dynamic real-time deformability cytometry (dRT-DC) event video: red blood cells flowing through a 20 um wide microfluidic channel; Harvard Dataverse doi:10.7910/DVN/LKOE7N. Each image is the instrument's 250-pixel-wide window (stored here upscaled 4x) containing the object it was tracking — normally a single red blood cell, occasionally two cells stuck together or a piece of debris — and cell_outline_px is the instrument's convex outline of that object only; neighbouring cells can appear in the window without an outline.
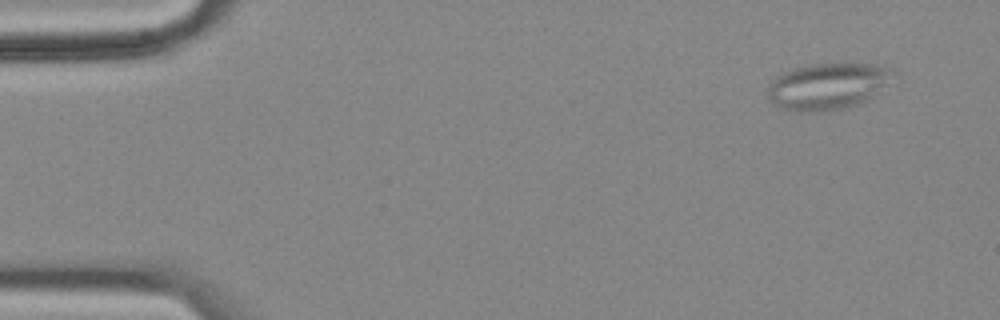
{"species": "common noctule bat (a hibernating species)", "species_latin": "Nyctalus noctula", "temperature_condition": "cold", "stored_images_in_passage": 9, "camera_frame_rate_fps": 3000, "um_per_image_px": 0.085, "animal": {"sex": "female", "body_mass_g": 18.4}, "frame": {"image": 1, "passage_image": 4, "time_ms": 1.0, "image_size_px": [1000, 320], "cell_outline_px": [[900, 72], [872, 96], [856, 104], [844, 108], [828, 112], [800, 112], [784, 108], [776, 104], [768, 96], [768, 84], [780, 72], [792, 68], [812, 64], [880, 64], [892, 68]], "centroid_in_image_um": [70.37, 7.31], "position_along_channel_um": 14.6, "area_um2": 34.16}}